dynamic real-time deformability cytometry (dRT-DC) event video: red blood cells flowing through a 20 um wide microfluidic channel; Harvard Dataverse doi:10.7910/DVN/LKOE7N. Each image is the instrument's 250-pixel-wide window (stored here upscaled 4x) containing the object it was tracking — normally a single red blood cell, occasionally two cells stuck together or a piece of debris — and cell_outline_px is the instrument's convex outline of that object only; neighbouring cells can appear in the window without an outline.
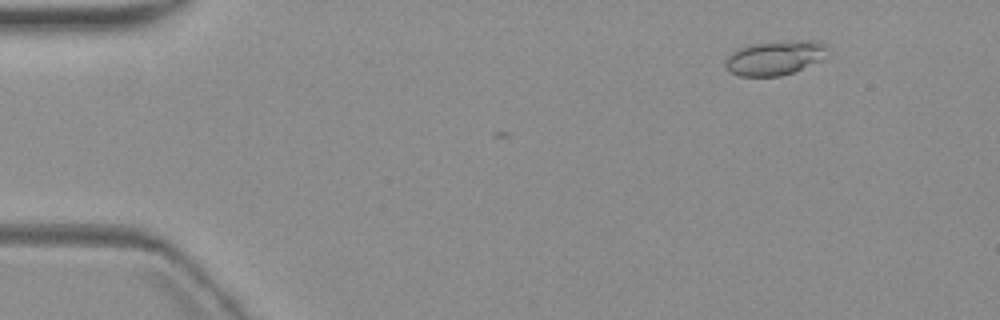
{"species": "common noctule bat (a hibernating species)", "species_latin": "Nyctalus noctula", "temperature_condition": "warm", "stored_images_in_passage": 5, "camera_frame_rate_fps": 3000, "um_per_image_px": 0.085, "animal": {"sex": "female", "body_mass_g": 19.3, "forearm_length_mm": 54.1}, "frame": {"image": 1, "passage_image": 2, "time_ms": 1.0, "image_size_px": [1000, 320], "cell_outline_px": [[828, 48], [820, 60], [796, 72], [780, 76], [740, 76], [728, 72], [724, 64], [728, 56], [732, 52], [740, 48], [752, 44], [792, 40], [816, 40], [828, 44]], "centroid_in_image_um": [65.88, 4.92], "position_along_channel_um": 19.1, "area_um2": 20.58}}
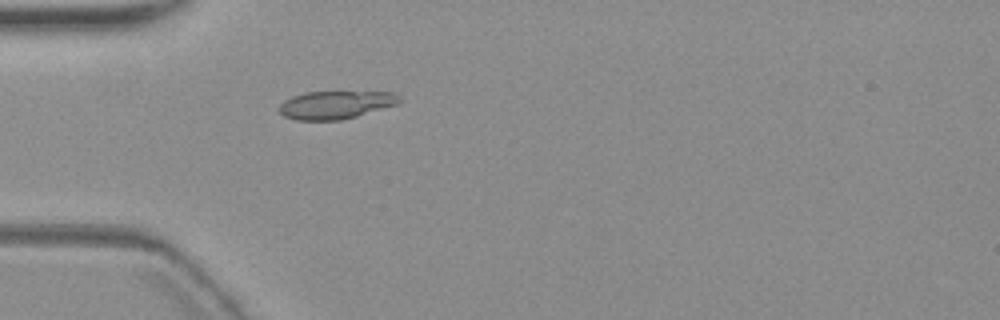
{"frame": {"image": 2, "passage_image": 5, "time_ms": 4.667, "image_size_px": [1000, 320], "cell_outline_px": [[400, 100], [396, 104], [356, 116], [340, 120], [296, 120], [284, 116], [280, 112], [280, 104], [284, 100], [292, 96], [308, 92], [396, 92], [400, 96]], "centroid_in_image_um": [28.52, 8.91], "position_along_channel_um": 56.5, "area_um2": 19.36}}